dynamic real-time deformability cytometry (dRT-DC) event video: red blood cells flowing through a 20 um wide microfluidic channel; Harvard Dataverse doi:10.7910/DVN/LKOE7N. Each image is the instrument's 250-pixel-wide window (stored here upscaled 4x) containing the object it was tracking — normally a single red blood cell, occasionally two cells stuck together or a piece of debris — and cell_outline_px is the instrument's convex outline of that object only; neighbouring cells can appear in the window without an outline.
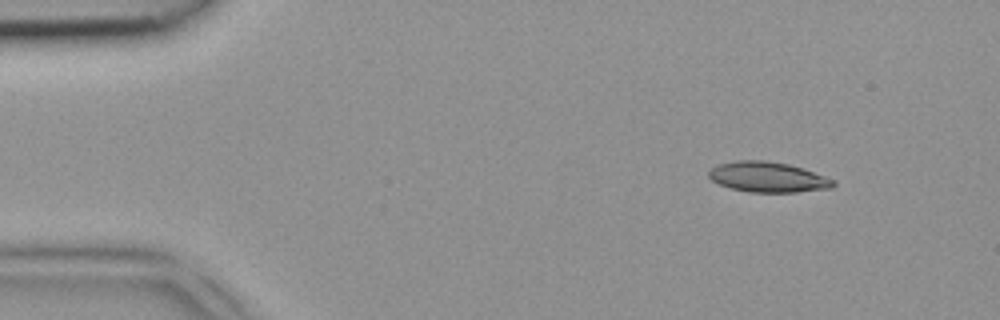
{"species": "common noctule bat (a hibernating species)", "species_latin": "Nyctalus noctula", "temperature_condition": "room temperature", "stored_images_in_passage": 3, "camera_frame_rate_fps": 3000, "um_per_image_px": 0.085, "animal": {"sex": "female", "body_mass_g": 18.4}, "frame": {"image": 1, "passage_image": 1, "time_ms": 0.0, "image_size_px": [1000, 320], "cell_outline_px": [[836, 184], [832, 188], [796, 192], [748, 192], [732, 188], [720, 184], [712, 180], [708, 176], [708, 172], [712, 168], [720, 164], [736, 160], [764, 160], [788, 164], [804, 168], [836, 180]], "centroid_in_image_um": [65.31, 15.05], "position_along_channel_um": 19.7, "area_um2": 22.02}}